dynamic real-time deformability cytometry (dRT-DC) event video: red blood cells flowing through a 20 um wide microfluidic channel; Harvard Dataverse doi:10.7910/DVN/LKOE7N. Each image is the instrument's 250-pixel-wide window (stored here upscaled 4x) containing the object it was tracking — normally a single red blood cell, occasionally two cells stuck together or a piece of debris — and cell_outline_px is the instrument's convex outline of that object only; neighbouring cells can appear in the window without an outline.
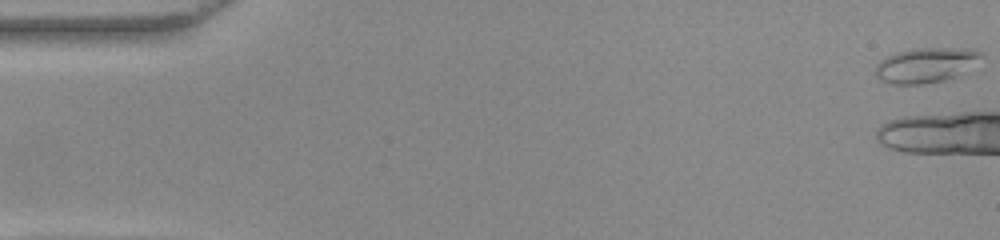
{"species": "common noctule bat (a hibernating species)", "species_latin": "Nyctalus noctula", "temperature_condition": "warm", "stored_images_in_passage": 7, "camera_frame_rate_fps": 3000, "um_per_image_px": 0.085, "animal": {"sex": "female", "body_mass_g": 22.0, "forearm_length_mm": 56.7}, "frame": {"image": 1, "passage_image": 1, "time_ms": 0.0, "image_size_px": [1000, 240], "cell_outline_px": [[984, 56], [952, 76], [944, 80], [920, 84], [892, 84], [880, 80], [876, 76], [876, 64], [880, 60], [896, 52], [912, 48], [964, 48], [980, 52]], "centroid_in_image_um": [78.59, 5.52], "position_along_channel_um": 6.4, "area_um2": 20.92}}